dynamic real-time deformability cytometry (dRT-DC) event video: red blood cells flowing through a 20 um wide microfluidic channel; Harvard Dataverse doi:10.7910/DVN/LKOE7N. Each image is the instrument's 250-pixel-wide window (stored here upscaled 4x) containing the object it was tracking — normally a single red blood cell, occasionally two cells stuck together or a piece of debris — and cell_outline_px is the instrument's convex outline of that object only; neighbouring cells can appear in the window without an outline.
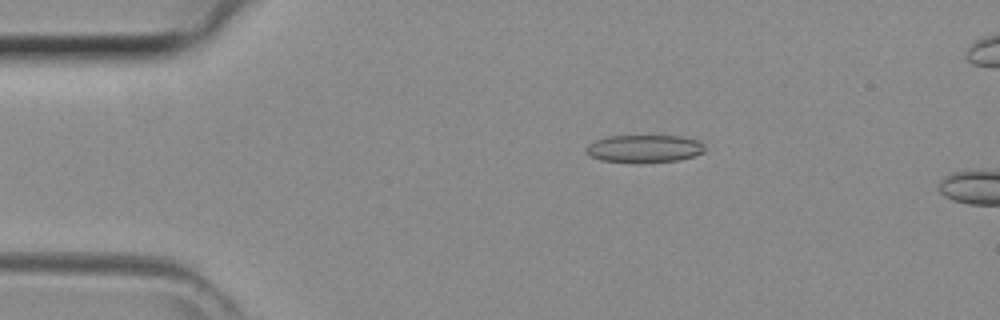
{"species": "common noctule bat (a hibernating species)", "species_latin": "Nyctalus noctula", "temperature_condition": "room temperature", "stored_images_in_passage": 11, "camera_frame_rate_fps": 3000, "um_per_image_px": 0.085, "animal": {"sex": "female", "body_mass_g": 29.2, "forearm_length_mm": 56.3}, "frame": {"image": 1, "passage_image": 8, "time_ms": 2.333, "image_size_px": [1000, 320], "cell_outline_px": [[704, 152], [680, 160], [600, 160], [584, 152], [584, 148], [588, 144], [596, 140], [608, 136], [684, 136], [700, 140], [704, 144]], "centroid_in_image_um": [54.79, 12.58], "position_along_channel_um": 30.2, "area_um2": 18.44}}